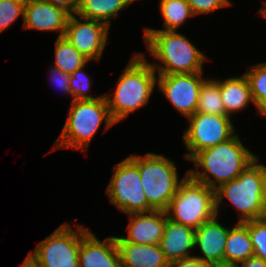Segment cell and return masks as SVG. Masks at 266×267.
<instances>
[{
    "instance_id": "obj_1",
    "label": "cell",
    "mask_w": 266,
    "mask_h": 267,
    "mask_svg": "<svg viewBox=\"0 0 266 267\" xmlns=\"http://www.w3.org/2000/svg\"><path fill=\"white\" fill-rule=\"evenodd\" d=\"M241 141L235 133L230 139L197 152L189 160L195 168L189 169L188 175L214 190L234 180L257 158Z\"/></svg>"
},
{
    "instance_id": "obj_2",
    "label": "cell",
    "mask_w": 266,
    "mask_h": 267,
    "mask_svg": "<svg viewBox=\"0 0 266 267\" xmlns=\"http://www.w3.org/2000/svg\"><path fill=\"white\" fill-rule=\"evenodd\" d=\"M133 54L117 80L113 94L104 95L116 124L147 105L157 84V73L145 53Z\"/></svg>"
},
{
    "instance_id": "obj_3",
    "label": "cell",
    "mask_w": 266,
    "mask_h": 267,
    "mask_svg": "<svg viewBox=\"0 0 266 267\" xmlns=\"http://www.w3.org/2000/svg\"><path fill=\"white\" fill-rule=\"evenodd\" d=\"M145 44L154 59L150 63L157 74L201 73L208 58L190 39L177 31L144 30Z\"/></svg>"
},
{
    "instance_id": "obj_4",
    "label": "cell",
    "mask_w": 266,
    "mask_h": 267,
    "mask_svg": "<svg viewBox=\"0 0 266 267\" xmlns=\"http://www.w3.org/2000/svg\"><path fill=\"white\" fill-rule=\"evenodd\" d=\"M67 114L53 150L71 148L87 154L89 143L102 122L105 121V132L116 124L104 95L95 100H72Z\"/></svg>"
},
{
    "instance_id": "obj_5",
    "label": "cell",
    "mask_w": 266,
    "mask_h": 267,
    "mask_svg": "<svg viewBox=\"0 0 266 267\" xmlns=\"http://www.w3.org/2000/svg\"><path fill=\"white\" fill-rule=\"evenodd\" d=\"M257 157L234 180L215 189L216 212L226 198L236 208L238 222L258 219L266 203V166Z\"/></svg>"
},
{
    "instance_id": "obj_6",
    "label": "cell",
    "mask_w": 266,
    "mask_h": 267,
    "mask_svg": "<svg viewBox=\"0 0 266 267\" xmlns=\"http://www.w3.org/2000/svg\"><path fill=\"white\" fill-rule=\"evenodd\" d=\"M128 158L139 168L148 205L153 210L166 211L188 172L179 179L174 161L162 154L148 152L145 156L134 154Z\"/></svg>"
},
{
    "instance_id": "obj_7",
    "label": "cell",
    "mask_w": 266,
    "mask_h": 267,
    "mask_svg": "<svg viewBox=\"0 0 266 267\" xmlns=\"http://www.w3.org/2000/svg\"><path fill=\"white\" fill-rule=\"evenodd\" d=\"M169 219L199 228L217 215L215 190L187 175L166 210Z\"/></svg>"
},
{
    "instance_id": "obj_8",
    "label": "cell",
    "mask_w": 266,
    "mask_h": 267,
    "mask_svg": "<svg viewBox=\"0 0 266 267\" xmlns=\"http://www.w3.org/2000/svg\"><path fill=\"white\" fill-rule=\"evenodd\" d=\"M89 231L79 224L74 230L70 223H63L40 241L25 260L32 267H79L81 240Z\"/></svg>"
},
{
    "instance_id": "obj_9",
    "label": "cell",
    "mask_w": 266,
    "mask_h": 267,
    "mask_svg": "<svg viewBox=\"0 0 266 267\" xmlns=\"http://www.w3.org/2000/svg\"><path fill=\"white\" fill-rule=\"evenodd\" d=\"M109 201L124 214L150 212L139 168L128 158L115 164L106 188Z\"/></svg>"
},
{
    "instance_id": "obj_10",
    "label": "cell",
    "mask_w": 266,
    "mask_h": 267,
    "mask_svg": "<svg viewBox=\"0 0 266 267\" xmlns=\"http://www.w3.org/2000/svg\"><path fill=\"white\" fill-rule=\"evenodd\" d=\"M187 119L189 126L182 136L186 149L189 151L184 154L187 160H190L197 152L230 139L237 130L229 115L195 112Z\"/></svg>"
},
{
    "instance_id": "obj_11",
    "label": "cell",
    "mask_w": 266,
    "mask_h": 267,
    "mask_svg": "<svg viewBox=\"0 0 266 267\" xmlns=\"http://www.w3.org/2000/svg\"><path fill=\"white\" fill-rule=\"evenodd\" d=\"M159 90L186 118L197 110L199 91L202 87L203 72L189 74H157Z\"/></svg>"
},
{
    "instance_id": "obj_12",
    "label": "cell",
    "mask_w": 266,
    "mask_h": 267,
    "mask_svg": "<svg viewBox=\"0 0 266 267\" xmlns=\"http://www.w3.org/2000/svg\"><path fill=\"white\" fill-rule=\"evenodd\" d=\"M110 28L99 21L70 15L64 37L89 61H99L106 47Z\"/></svg>"
},
{
    "instance_id": "obj_13",
    "label": "cell",
    "mask_w": 266,
    "mask_h": 267,
    "mask_svg": "<svg viewBox=\"0 0 266 267\" xmlns=\"http://www.w3.org/2000/svg\"><path fill=\"white\" fill-rule=\"evenodd\" d=\"M70 14L64 9L40 0H26L24 7V29L60 32L64 37Z\"/></svg>"
},
{
    "instance_id": "obj_14",
    "label": "cell",
    "mask_w": 266,
    "mask_h": 267,
    "mask_svg": "<svg viewBox=\"0 0 266 267\" xmlns=\"http://www.w3.org/2000/svg\"><path fill=\"white\" fill-rule=\"evenodd\" d=\"M129 224L128 235L121 238L125 242L135 244H159L164 233L166 211L153 210L150 212L127 214Z\"/></svg>"
},
{
    "instance_id": "obj_15",
    "label": "cell",
    "mask_w": 266,
    "mask_h": 267,
    "mask_svg": "<svg viewBox=\"0 0 266 267\" xmlns=\"http://www.w3.org/2000/svg\"><path fill=\"white\" fill-rule=\"evenodd\" d=\"M218 215L195 229L194 247L203 254L195 256L208 264L224 263V249L229 228L218 222Z\"/></svg>"
},
{
    "instance_id": "obj_16",
    "label": "cell",
    "mask_w": 266,
    "mask_h": 267,
    "mask_svg": "<svg viewBox=\"0 0 266 267\" xmlns=\"http://www.w3.org/2000/svg\"><path fill=\"white\" fill-rule=\"evenodd\" d=\"M79 267H122L115 236L102 242L89 231L81 240Z\"/></svg>"
},
{
    "instance_id": "obj_17",
    "label": "cell",
    "mask_w": 266,
    "mask_h": 267,
    "mask_svg": "<svg viewBox=\"0 0 266 267\" xmlns=\"http://www.w3.org/2000/svg\"><path fill=\"white\" fill-rule=\"evenodd\" d=\"M194 241V228L166 219L159 246L169 263L190 257V253L195 249Z\"/></svg>"
},
{
    "instance_id": "obj_18",
    "label": "cell",
    "mask_w": 266,
    "mask_h": 267,
    "mask_svg": "<svg viewBox=\"0 0 266 267\" xmlns=\"http://www.w3.org/2000/svg\"><path fill=\"white\" fill-rule=\"evenodd\" d=\"M122 267H168L159 244H135L115 236Z\"/></svg>"
},
{
    "instance_id": "obj_19",
    "label": "cell",
    "mask_w": 266,
    "mask_h": 267,
    "mask_svg": "<svg viewBox=\"0 0 266 267\" xmlns=\"http://www.w3.org/2000/svg\"><path fill=\"white\" fill-rule=\"evenodd\" d=\"M219 90L226 113L231 117L248 107L251 102L250 84L245 74L238 77H229L226 80H218Z\"/></svg>"
},
{
    "instance_id": "obj_20",
    "label": "cell",
    "mask_w": 266,
    "mask_h": 267,
    "mask_svg": "<svg viewBox=\"0 0 266 267\" xmlns=\"http://www.w3.org/2000/svg\"><path fill=\"white\" fill-rule=\"evenodd\" d=\"M254 256L247 221L237 222L229 229L224 249V263L239 264Z\"/></svg>"
},
{
    "instance_id": "obj_21",
    "label": "cell",
    "mask_w": 266,
    "mask_h": 267,
    "mask_svg": "<svg viewBox=\"0 0 266 267\" xmlns=\"http://www.w3.org/2000/svg\"><path fill=\"white\" fill-rule=\"evenodd\" d=\"M132 3L131 0H79L77 15L111 26V19Z\"/></svg>"
},
{
    "instance_id": "obj_22",
    "label": "cell",
    "mask_w": 266,
    "mask_h": 267,
    "mask_svg": "<svg viewBox=\"0 0 266 267\" xmlns=\"http://www.w3.org/2000/svg\"><path fill=\"white\" fill-rule=\"evenodd\" d=\"M159 9L163 18V29L145 27L144 30L177 31L188 17H194L187 0H159Z\"/></svg>"
},
{
    "instance_id": "obj_23",
    "label": "cell",
    "mask_w": 266,
    "mask_h": 267,
    "mask_svg": "<svg viewBox=\"0 0 266 267\" xmlns=\"http://www.w3.org/2000/svg\"><path fill=\"white\" fill-rule=\"evenodd\" d=\"M89 62L65 37H57L54 62L57 69L71 75Z\"/></svg>"
},
{
    "instance_id": "obj_24",
    "label": "cell",
    "mask_w": 266,
    "mask_h": 267,
    "mask_svg": "<svg viewBox=\"0 0 266 267\" xmlns=\"http://www.w3.org/2000/svg\"><path fill=\"white\" fill-rule=\"evenodd\" d=\"M197 113L228 115L224 108L219 83L216 79H205L199 91Z\"/></svg>"
},
{
    "instance_id": "obj_25",
    "label": "cell",
    "mask_w": 266,
    "mask_h": 267,
    "mask_svg": "<svg viewBox=\"0 0 266 267\" xmlns=\"http://www.w3.org/2000/svg\"><path fill=\"white\" fill-rule=\"evenodd\" d=\"M247 77L253 104L257 109L266 101V62L258 63L247 68Z\"/></svg>"
},
{
    "instance_id": "obj_26",
    "label": "cell",
    "mask_w": 266,
    "mask_h": 267,
    "mask_svg": "<svg viewBox=\"0 0 266 267\" xmlns=\"http://www.w3.org/2000/svg\"><path fill=\"white\" fill-rule=\"evenodd\" d=\"M85 66L77 69L74 73L70 75V91L71 100H95L101 96H92L88 93L90 86L92 85L89 75L84 72Z\"/></svg>"
},
{
    "instance_id": "obj_27",
    "label": "cell",
    "mask_w": 266,
    "mask_h": 267,
    "mask_svg": "<svg viewBox=\"0 0 266 267\" xmlns=\"http://www.w3.org/2000/svg\"><path fill=\"white\" fill-rule=\"evenodd\" d=\"M26 0H0V33L8 29L21 15L24 20Z\"/></svg>"
},
{
    "instance_id": "obj_28",
    "label": "cell",
    "mask_w": 266,
    "mask_h": 267,
    "mask_svg": "<svg viewBox=\"0 0 266 267\" xmlns=\"http://www.w3.org/2000/svg\"><path fill=\"white\" fill-rule=\"evenodd\" d=\"M254 256L266 260V226L258 219L247 221Z\"/></svg>"
},
{
    "instance_id": "obj_29",
    "label": "cell",
    "mask_w": 266,
    "mask_h": 267,
    "mask_svg": "<svg viewBox=\"0 0 266 267\" xmlns=\"http://www.w3.org/2000/svg\"><path fill=\"white\" fill-rule=\"evenodd\" d=\"M194 16L208 14L232 5L229 0H187Z\"/></svg>"
},
{
    "instance_id": "obj_30",
    "label": "cell",
    "mask_w": 266,
    "mask_h": 267,
    "mask_svg": "<svg viewBox=\"0 0 266 267\" xmlns=\"http://www.w3.org/2000/svg\"><path fill=\"white\" fill-rule=\"evenodd\" d=\"M49 73L51 80L55 83L54 85L60 88L63 93L71 95L69 82L70 74L57 69L55 66L50 67Z\"/></svg>"
},
{
    "instance_id": "obj_31",
    "label": "cell",
    "mask_w": 266,
    "mask_h": 267,
    "mask_svg": "<svg viewBox=\"0 0 266 267\" xmlns=\"http://www.w3.org/2000/svg\"><path fill=\"white\" fill-rule=\"evenodd\" d=\"M60 7L70 15L76 14L79 9V0H40Z\"/></svg>"
},
{
    "instance_id": "obj_32",
    "label": "cell",
    "mask_w": 266,
    "mask_h": 267,
    "mask_svg": "<svg viewBox=\"0 0 266 267\" xmlns=\"http://www.w3.org/2000/svg\"><path fill=\"white\" fill-rule=\"evenodd\" d=\"M168 267H210V264L203 262L195 256H190L169 263Z\"/></svg>"
},
{
    "instance_id": "obj_33",
    "label": "cell",
    "mask_w": 266,
    "mask_h": 267,
    "mask_svg": "<svg viewBox=\"0 0 266 267\" xmlns=\"http://www.w3.org/2000/svg\"><path fill=\"white\" fill-rule=\"evenodd\" d=\"M238 267H266V260L252 256L237 264Z\"/></svg>"
},
{
    "instance_id": "obj_34",
    "label": "cell",
    "mask_w": 266,
    "mask_h": 267,
    "mask_svg": "<svg viewBox=\"0 0 266 267\" xmlns=\"http://www.w3.org/2000/svg\"><path fill=\"white\" fill-rule=\"evenodd\" d=\"M258 220L266 226V203L263 205V208L261 210V214Z\"/></svg>"
},
{
    "instance_id": "obj_35",
    "label": "cell",
    "mask_w": 266,
    "mask_h": 267,
    "mask_svg": "<svg viewBox=\"0 0 266 267\" xmlns=\"http://www.w3.org/2000/svg\"><path fill=\"white\" fill-rule=\"evenodd\" d=\"M257 114H260V116L266 117V101L257 109Z\"/></svg>"
},
{
    "instance_id": "obj_36",
    "label": "cell",
    "mask_w": 266,
    "mask_h": 267,
    "mask_svg": "<svg viewBox=\"0 0 266 267\" xmlns=\"http://www.w3.org/2000/svg\"><path fill=\"white\" fill-rule=\"evenodd\" d=\"M210 267H238L236 264L218 263L211 264Z\"/></svg>"
},
{
    "instance_id": "obj_37",
    "label": "cell",
    "mask_w": 266,
    "mask_h": 267,
    "mask_svg": "<svg viewBox=\"0 0 266 267\" xmlns=\"http://www.w3.org/2000/svg\"><path fill=\"white\" fill-rule=\"evenodd\" d=\"M264 3H262L263 5L261 6L260 10H259V14L261 17H263L264 19H266V1H263Z\"/></svg>"
},
{
    "instance_id": "obj_38",
    "label": "cell",
    "mask_w": 266,
    "mask_h": 267,
    "mask_svg": "<svg viewBox=\"0 0 266 267\" xmlns=\"http://www.w3.org/2000/svg\"><path fill=\"white\" fill-rule=\"evenodd\" d=\"M21 267H32V266L26 260H24Z\"/></svg>"
}]
</instances>
